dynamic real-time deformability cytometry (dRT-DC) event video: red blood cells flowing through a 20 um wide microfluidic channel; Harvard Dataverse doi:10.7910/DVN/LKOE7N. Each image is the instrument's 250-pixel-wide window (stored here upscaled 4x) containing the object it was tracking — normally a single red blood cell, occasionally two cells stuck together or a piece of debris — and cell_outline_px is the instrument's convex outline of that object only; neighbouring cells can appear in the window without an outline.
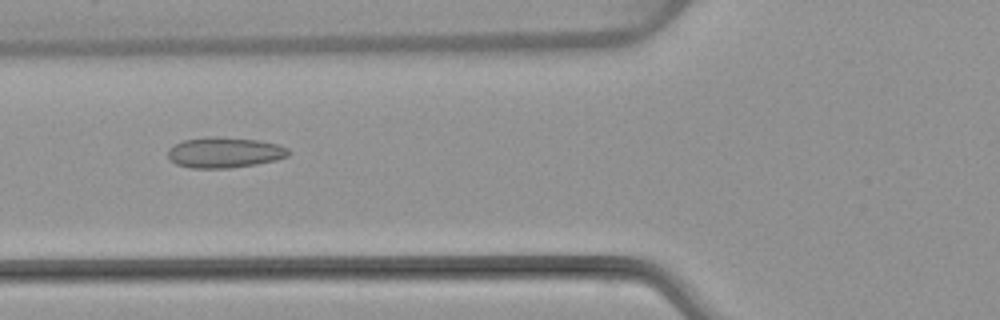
{"species": "common noctule bat (a hibernating species)", "species_latin": "Nyctalus noctula", "temperature_condition": "warm", "stored_images_in_passage": 52, "camera_frame_rate_fps": 3000, "um_per_image_px": 0.085, "animal": {"sex": "female", "body_mass_g": 22.7, "forearm_length_mm": 54.2}, "frame": {"image": 1, "passage_image": 20, "time_ms": 6.333, "image_size_px": [1000, 320], "cell_outline_px": [[292, 152], [288, 156], [276, 160], [256, 164], [228, 168], [192, 168], [176, 164], [168, 156], [168, 148], [184, 140], [208, 136], [220, 136], [256, 140], [280, 144], [288, 148]], "centroid_in_image_um": [19.12, 12.95], "position_along_channel_um": 106.7, "area_um2": 21.62}}
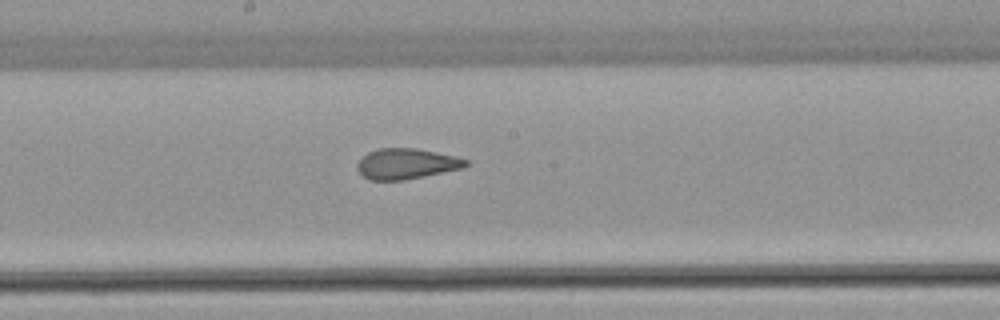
{"frame": {"image": 2, "passage_image": 28, "time_ms": 9.0, "image_size_px": [1000, 320], "cell_outline_px": [[468, 164], [464, 168], [404, 180], [368, 180], [356, 168], [356, 164], [368, 152], [380, 148], [416, 148], [456, 156], [468, 160]], "centroid_in_image_um": [34.55, 13.92], "position_along_channel_um": 213.6, "area_um2": 19.31}}
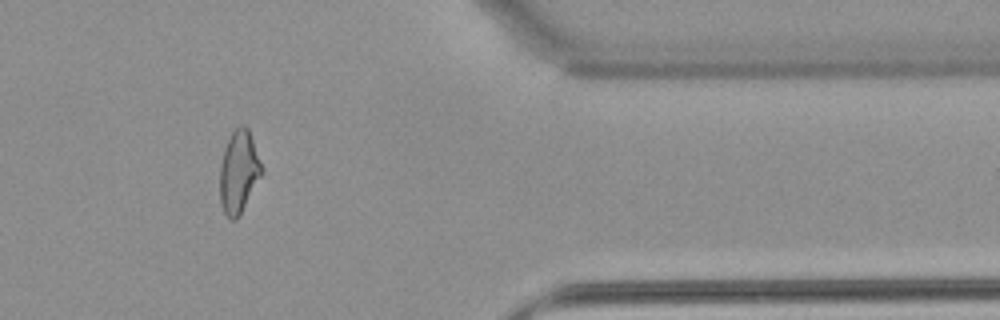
{"frame": {"image": 3, "passage_image": 43, "time_ms": 14.0, "image_size_px": [1000, 320], "cell_outline_px": [[264, 172], [240, 216], [236, 220], [232, 220], [224, 212], [220, 204], [220, 168], [224, 148], [232, 132], [240, 124], [244, 124], [248, 128], [264, 168]], "centroid_in_image_um": [20.32, 14.62], "position_along_channel_um": 391.1, "area_um2": 20.4}, "authors_computed_cell_mechanics": {"area_um2": 20.9525, "velocity_mm_per_s": 4.0036, "shape_relaxation_time_tau1_ms": null, "shape_relaxation_time_tau2_ms": 1.4385, "deformation_change_tau1": null, "deformation_change_tau2": 0.083}}